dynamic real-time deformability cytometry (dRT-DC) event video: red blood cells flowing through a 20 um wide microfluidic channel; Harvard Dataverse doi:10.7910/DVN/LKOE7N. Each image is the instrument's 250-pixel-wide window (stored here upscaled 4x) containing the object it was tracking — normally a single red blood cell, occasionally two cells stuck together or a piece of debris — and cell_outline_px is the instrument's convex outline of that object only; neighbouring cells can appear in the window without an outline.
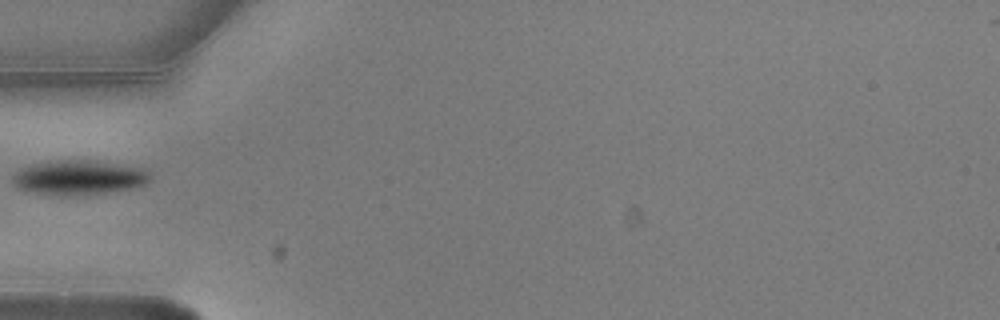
{"species": "common noctule bat (a hibernating species)", "species_latin": "Nyctalus noctula", "temperature_condition": "warm", "stored_images_in_passage": 1, "camera_frame_rate_fps": 3000, "um_per_image_px": 0.085, "animal": {"sex": "male", "body_mass_g": 20.5, "forearm_length_mm": 52.5}, "frame": {"image": 1, "passage_image": 1, "time_ms": 0.0, "image_size_px": [1000, 320], "cell_outline_px": [[152, 180], [148, 184], [136, 188], [88, 196], [60, 196], [36, 192], [16, 188], [12, 180], [12, 176], [16, 172], [32, 164], [48, 160], [96, 160], [144, 168], [152, 176]], "centroid_in_image_um": [6.78, 15.1], "position_along_channel_um": 78.2, "area_um2": 28.55}}